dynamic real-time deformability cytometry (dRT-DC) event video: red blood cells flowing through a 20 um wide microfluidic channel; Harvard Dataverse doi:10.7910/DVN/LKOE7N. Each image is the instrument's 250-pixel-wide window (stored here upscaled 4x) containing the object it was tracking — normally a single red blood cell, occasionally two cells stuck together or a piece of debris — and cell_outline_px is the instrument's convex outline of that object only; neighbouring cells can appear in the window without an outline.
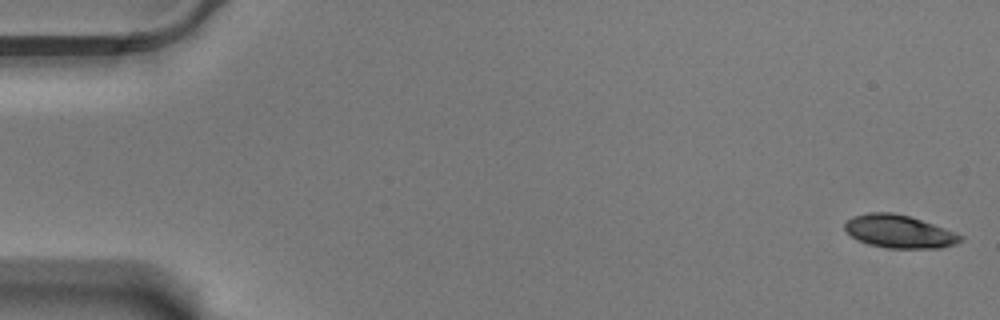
{"species": "Egyptian fruit bat (a non-hibernating species)", "species_latin": "Rousettus aegyptiacus", "temperature_condition": "warm", "stored_images_in_passage": 58, "camera_frame_rate_fps": 3000, "um_per_image_px": 0.085, "animal": {"sex": "male"}, "frame": {"image": 1, "passage_image": 1, "time_ms": 0.0, "image_size_px": [1000, 320], "cell_outline_px": [[964, 240], [956, 244], [940, 248], [884, 248], [868, 244], [852, 236], [844, 228], [844, 224], [852, 216], [868, 212], [892, 212], [908, 216], [956, 232], [964, 236]], "centroid_in_image_um": [76.45, 19.68], "position_along_channel_um": 8.6, "area_um2": 22.2}}
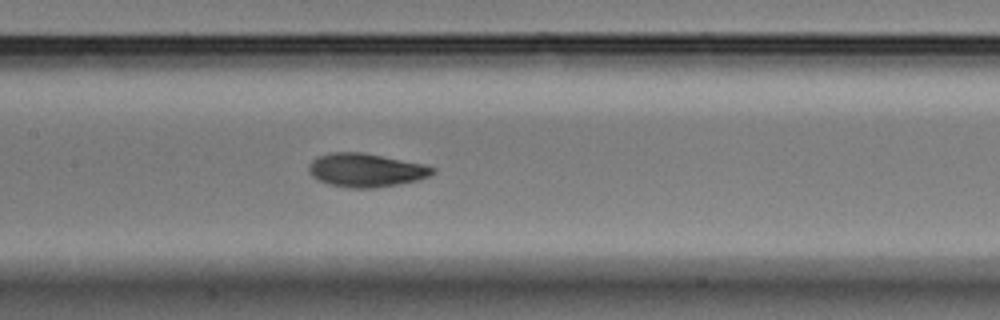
{"frame": {"image": 2, "passage_image": 28, "time_ms": 9.0, "image_size_px": [1000, 320], "cell_outline_px": [[436, 172], [420, 180], [372, 188], [348, 188], [328, 184], [312, 176], [308, 172], [308, 164], [312, 160], [328, 152], [360, 152], [424, 164], [436, 168]], "centroid_in_image_um": [31.09, 14.46], "position_along_channel_um": 176.3, "area_um2": 24.16}}
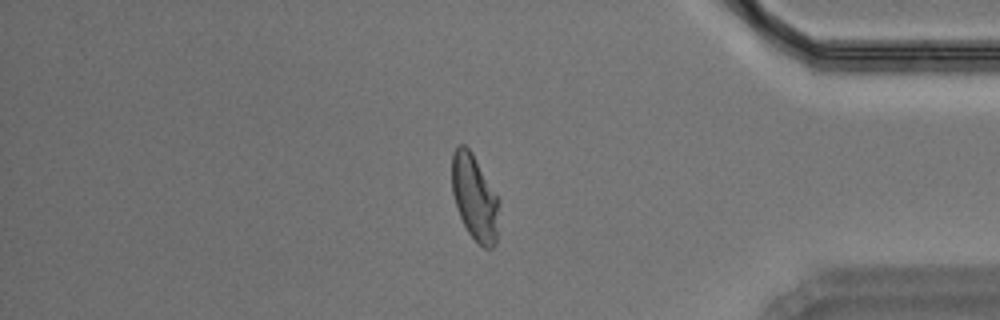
{"frame": {"image": 3, "passage_image": 49, "time_ms": 16.0, "image_size_px": [1000, 320], "cell_outline_px": [[500, 200], [496, 244], [492, 248], [484, 248], [468, 232], [460, 216], [452, 192], [452, 152], [460, 144], [464, 144], [472, 152]], "centroid_in_image_um": [40.36, 16.78], "position_along_channel_um": 394.8, "area_um2": 23.47}, "authors_computed_cell_mechanics": {"area_um2": 23.5246, "velocity_mm_per_s": 3.4891, "shape_relaxation_time_tau1_ms": 3.5903, "shape_relaxation_time_tau2_ms": 1.4929, "deformation_change_tau1": 0.1607, "deformation_change_tau2": 0.0657}}